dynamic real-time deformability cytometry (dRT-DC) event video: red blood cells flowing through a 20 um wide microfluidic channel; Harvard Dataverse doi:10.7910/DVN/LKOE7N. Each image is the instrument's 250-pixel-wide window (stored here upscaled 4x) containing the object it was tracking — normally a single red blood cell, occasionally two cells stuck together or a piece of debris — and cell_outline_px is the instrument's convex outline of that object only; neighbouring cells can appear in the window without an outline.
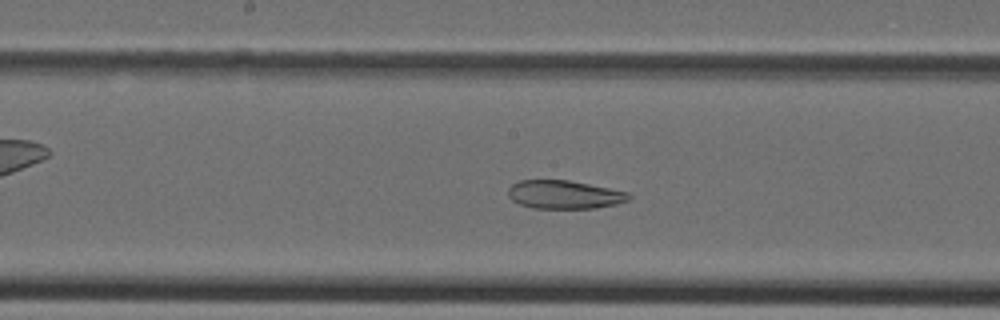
{"species": "Egyptian fruit bat (a non-hibernating species)", "species_latin": "Rousettus aegyptiacus", "temperature_condition": "cold", "stored_images_in_passage": 28, "camera_frame_rate_fps": 3000, "um_per_image_px": 0.085, "animal": {"sex": "female"}, "frame": {"image": 1, "passage_image": 9, "time_ms": 2.667, "image_size_px": [1000, 320], "cell_outline_px": [[632, 196], [628, 200], [616, 204], [592, 208], [532, 208], [520, 204], [512, 200], [508, 196], [508, 188], [512, 184], [520, 180], [568, 180], [628, 192]], "centroid_in_image_um": [47.94, 16.54], "position_along_channel_um": 200.3, "area_um2": 19.83}}
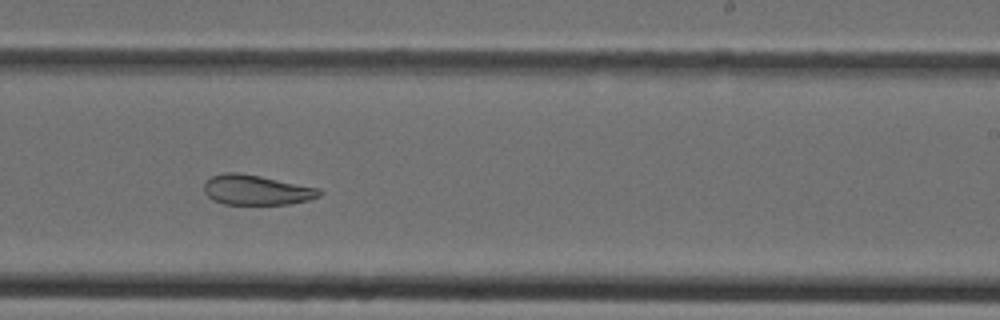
{"frame": {"image": 2, "passage_image": 13, "time_ms": 4.0, "image_size_px": [1000, 320], "cell_outline_px": [[324, 192], [320, 196], [308, 200], [288, 204], [224, 204], [212, 200], [204, 192], [204, 180], [212, 176], [224, 172], [236, 172], [260, 176], [320, 188]], "centroid_in_image_um": [21.79, 16.14], "position_along_channel_um": 267.2, "area_um2": 20.29}}
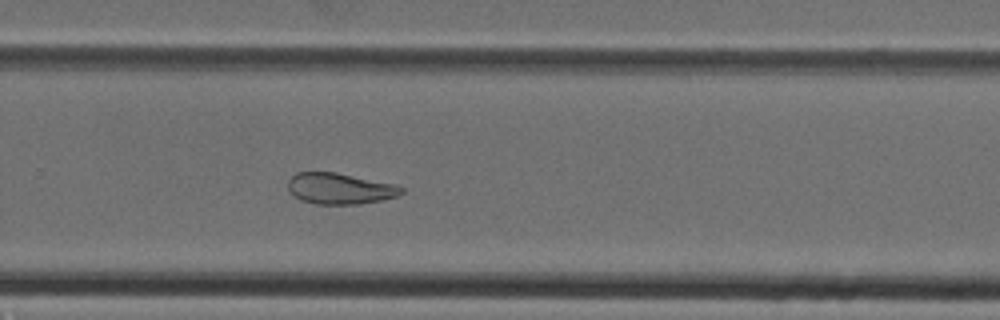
{"frame": {"image": 3, "passage_image": 15, "time_ms": 4.667, "image_size_px": [1000, 320], "cell_outline_px": [[404, 192], [396, 196], [384, 200], [360, 204], [316, 204], [300, 200], [288, 192], [288, 180], [296, 172], [336, 172], [396, 184], [404, 188]], "centroid_in_image_um": [28.89, 16.03], "position_along_channel_um": 300.9, "area_um2": 20.81}}